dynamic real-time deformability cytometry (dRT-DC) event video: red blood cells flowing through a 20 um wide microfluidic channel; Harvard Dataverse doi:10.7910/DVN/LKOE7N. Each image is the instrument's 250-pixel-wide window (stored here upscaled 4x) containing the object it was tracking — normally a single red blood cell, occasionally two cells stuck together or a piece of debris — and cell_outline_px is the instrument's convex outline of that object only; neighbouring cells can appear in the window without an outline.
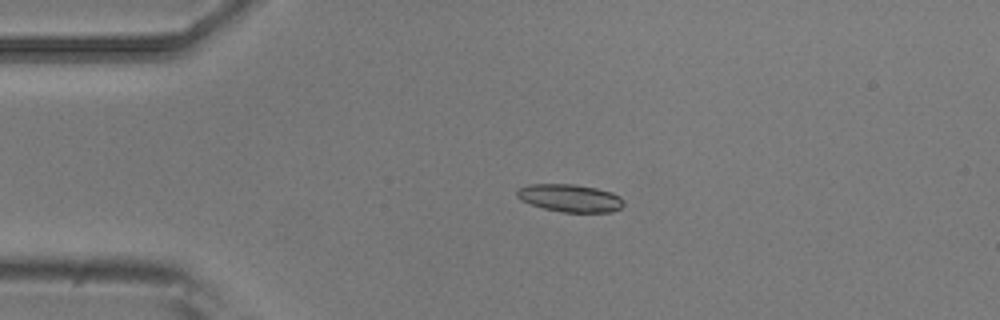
{"species": "common noctule bat (a hibernating species)", "species_latin": "Nyctalus noctula", "temperature_condition": "room temperature", "stored_images_in_passage": 2, "camera_frame_rate_fps": 3000, "um_per_image_px": 0.085, "animal": {"sex": "male", "body_mass_g": 20.5, "forearm_length_mm": 52.5}, "frame": {"image": 1, "passage_image": 1, "time_ms": 0.0, "image_size_px": [1000, 320], "cell_outline_px": [[624, 204], [620, 208], [612, 212], [560, 212], [544, 208], [520, 200], [516, 196], [516, 188], [528, 184], [572, 184], [596, 188], [612, 192], [620, 196], [624, 200]], "centroid_in_image_um": [48.44, 16.83], "position_along_channel_um": 36.6, "area_um2": 17.34}}